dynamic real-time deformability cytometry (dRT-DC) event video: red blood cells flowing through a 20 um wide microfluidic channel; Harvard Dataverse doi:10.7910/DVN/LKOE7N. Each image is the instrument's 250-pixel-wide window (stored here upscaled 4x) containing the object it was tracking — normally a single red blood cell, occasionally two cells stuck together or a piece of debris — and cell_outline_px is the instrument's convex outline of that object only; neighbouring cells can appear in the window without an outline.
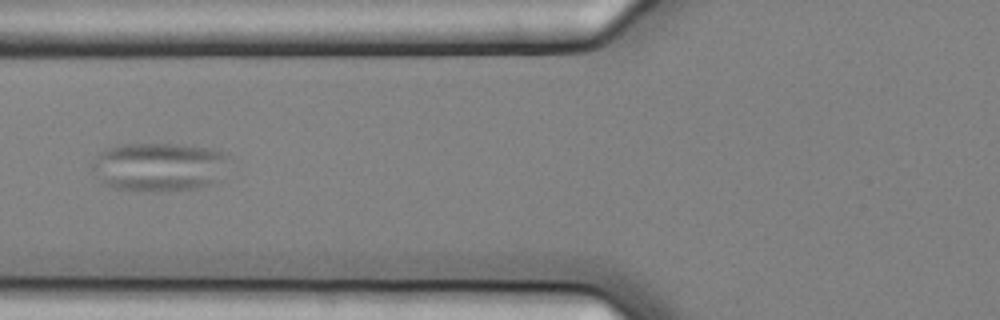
{"species": "common noctule bat (a hibernating species)", "species_latin": "Nyctalus noctula", "temperature_condition": "cold", "stored_images_in_passage": 5, "camera_frame_rate_fps": 3000, "um_per_image_px": 0.085, "animal": {"sex": "female", "body_mass_g": 25.1}, "frame": {"image": 1, "passage_image": 4, "time_ms": 1.0, "image_size_px": [1000, 320], "cell_outline_px": [[232, 156], [216, 184], [196, 188], [164, 192], [136, 192], [116, 188], [104, 184], [92, 168], [92, 160], [100, 152], [108, 148], [120, 144], [176, 144], [208, 148], [224, 152]], "centroid_in_image_um": [13.55, 14.2], "position_along_channel_um": 112.2, "area_um2": 39.54}}
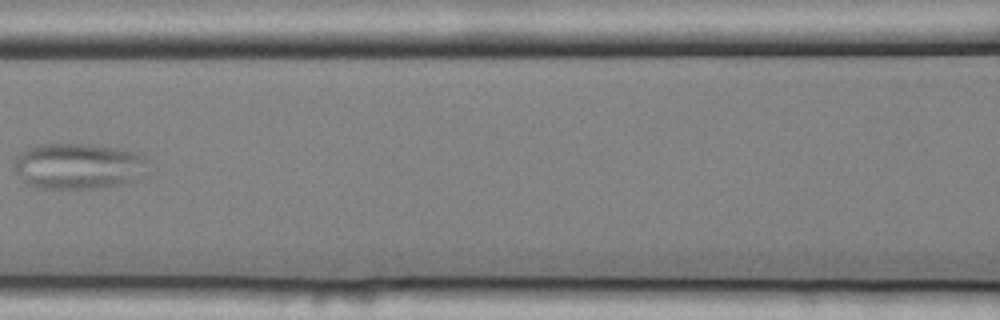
{"frame": {"image": 2, "passage_image": 5, "time_ms": 1.333, "image_size_px": [1000, 320], "cell_outline_px": [[148, 156], [128, 180], [120, 184], [92, 188], [44, 188], [28, 184], [16, 172], [16, 156], [28, 148], [36, 144], [88, 144], [116, 148], [136, 152]], "centroid_in_image_um": [6.52, 14.08], "position_along_channel_um": 160.1, "area_um2": 34.28}}